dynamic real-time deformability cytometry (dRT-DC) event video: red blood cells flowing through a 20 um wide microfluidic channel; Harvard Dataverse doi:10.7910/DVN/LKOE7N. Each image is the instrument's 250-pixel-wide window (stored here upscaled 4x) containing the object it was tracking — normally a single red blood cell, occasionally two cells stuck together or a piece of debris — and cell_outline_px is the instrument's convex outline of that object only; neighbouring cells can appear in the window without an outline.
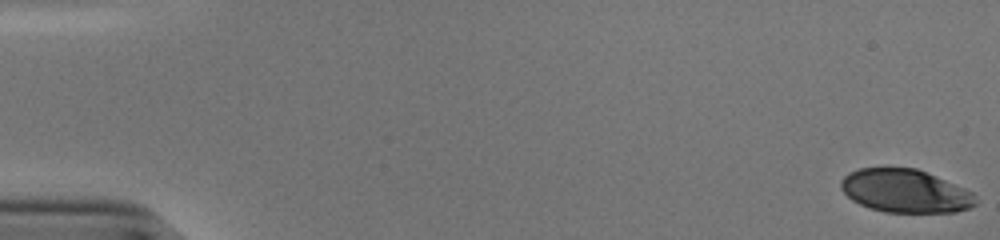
{"species": "human", "species_latin": "Homo sapiens", "temperature_condition": "cold", "stored_images_in_passage": 54, "camera_frame_rate_fps": 3000, "um_per_image_px": 0.085, "donor": {"sex": "male"}, "frame": {"image": 1, "passage_image": 1, "time_ms": 0.0, "image_size_px": [1000, 240], "cell_outline_px": [[976, 204], [968, 208], [956, 212], [884, 212], [860, 204], [852, 200], [840, 188], [840, 180], [848, 172], [860, 168], [916, 168], [936, 176], [964, 188], [972, 192], [976, 200]], "centroid_in_image_um": [76.92, 16.23], "position_along_channel_um": 8.1, "area_um2": 33.76}}
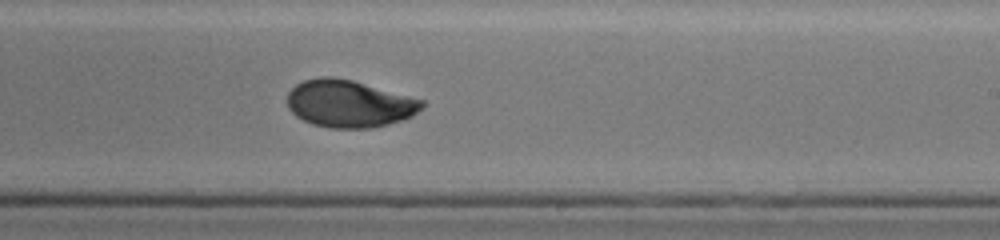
{"frame": {"image": 2, "passage_image": 34, "time_ms": 11.0, "image_size_px": [1000, 240], "cell_outline_px": [[424, 104], [412, 116], [388, 124], [372, 128], [328, 128], [312, 124], [296, 116], [288, 108], [288, 92], [296, 84], [304, 80], [320, 76], [332, 76], [352, 80], [424, 100]], "centroid_in_image_um": [29.65, 8.81], "position_along_channel_um": 259.4, "area_um2": 36.99}}
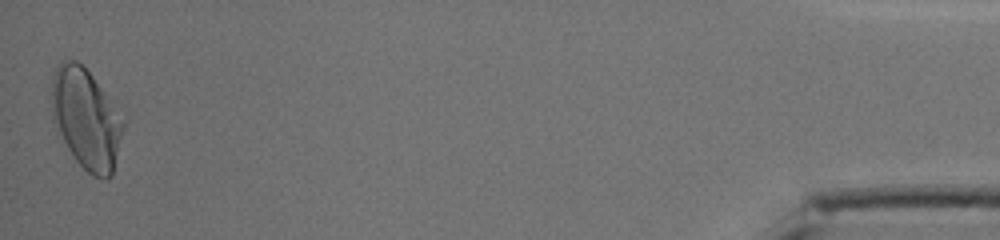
{"frame": {"image": 3, "passage_image": 54, "time_ms": 17.667, "image_size_px": [1000, 240], "cell_outline_px": [[124, 124], [112, 176], [104, 180], [100, 180], [92, 176], [76, 160], [56, 136], [52, 120], [52, 72], [56, 64], [64, 60], [76, 60], [92, 76], [124, 120]], "centroid_in_image_um": [7.26, 10.13], "position_along_channel_um": 427.9, "area_um2": 42.02}, "authors_computed_cell_mechanics": {"area_um2": 36.992, "velocity_mm_per_s": 3.8261, "shape_relaxation_time_tau1_ms": 6.0215, "shape_relaxation_time_tau2_ms": 1.3164, "deformation_change_tau1": 0.1825, "deformation_change_tau2": 0.0432}}